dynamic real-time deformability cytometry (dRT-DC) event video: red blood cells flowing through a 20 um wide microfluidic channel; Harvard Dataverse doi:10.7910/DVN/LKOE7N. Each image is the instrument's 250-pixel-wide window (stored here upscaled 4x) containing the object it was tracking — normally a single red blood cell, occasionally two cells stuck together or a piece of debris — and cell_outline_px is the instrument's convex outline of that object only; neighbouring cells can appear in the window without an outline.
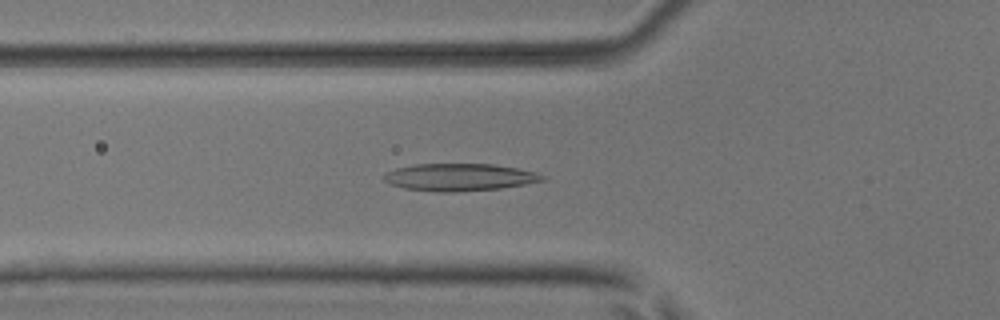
{"species": "common noctule bat (a hibernating species)", "species_latin": "Nyctalus noctula", "temperature_condition": "room temperature", "stored_images_in_passage": 49, "camera_frame_rate_fps": 3000, "um_per_image_px": 0.085, "animal": {"sex": "male", "body_mass_g": 17.9, "forearm_length_mm": 54.2}, "frame": {"image": 1, "passage_image": 17, "time_ms": 5.333, "image_size_px": [1000, 320], "cell_outline_px": [[548, 180], [500, 188], [456, 192], [436, 192], [404, 188], [388, 184], [384, 180], [384, 172], [396, 168], [416, 164], [492, 164], [516, 168], [536, 172], [548, 176]], "centroid_in_image_um": [39.06, 15.06], "position_along_channel_um": 86.7, "area_um2": 25.43}}
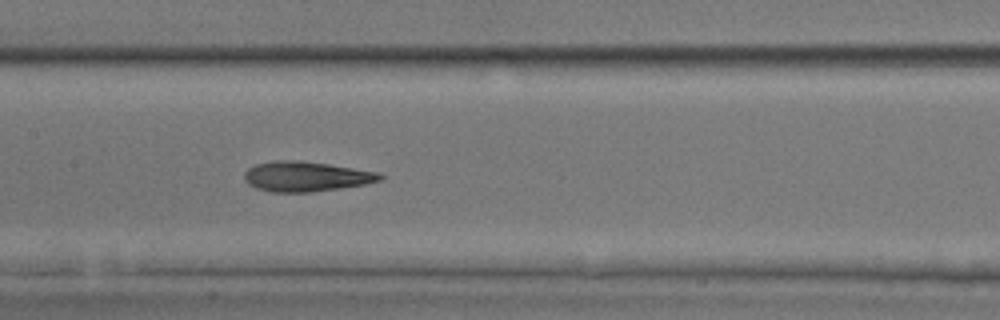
{"frame": {"image": 2, "passage_image": 24, "time_ms": 7.667, "image_size_px": [1000, 320], "cell_outline_px": [[384, 176], [380, 180], [364, 184], [340, 188], [312, 192], [272, 192], [256, 188], [248, 184], [244, 180], [244, 172], [248, 168], [256, 164], [276, 160], [296, 160], [328, 164], [380, 172]], "centroid_in_image_um": [25.99, 15.0], "position_along_channel_um": 181.4, "area_um2": 23.7}}
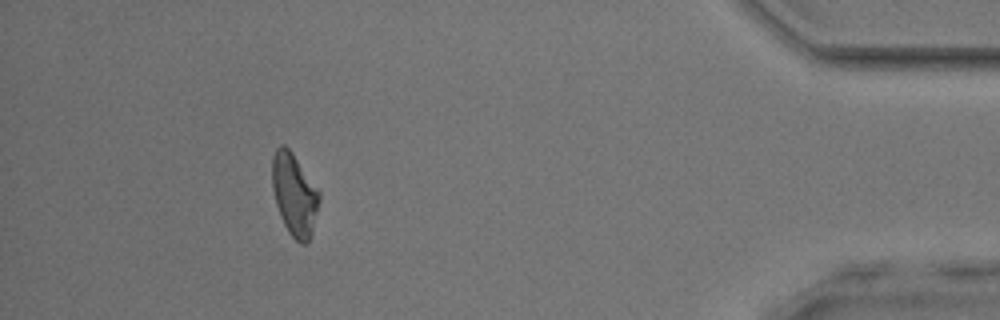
{"frame": {"image": 3, "passage_image": 45, "time_ms": 14.667, "image_size_px": [1000, 320], "cell_outline_px": [[320, 200], [312, 232], [308, 244], [300, 244], [288, 232], [280, 216], [276, 204], [272, 188], [272, 156], [276, 148], [280, 144], [284, 144], [292, 152], [320, 192]], "centroid_in_image_um": [25.01, 16.54], "position_along_channel_um": 410.2, "area_um2": 22.66}, "authors_computed_cell_mechanics": {"area_um2": 23.5824, "velocity_mm_per_s": 4.0494, "shape_relaxation_time_tau1_ms": 5.4253, "shape_relaxation_time_tau2_ms": 2.5811, "deformation_change_tau1": 0.1731, "deformation_change_tau2": 0.1149}}